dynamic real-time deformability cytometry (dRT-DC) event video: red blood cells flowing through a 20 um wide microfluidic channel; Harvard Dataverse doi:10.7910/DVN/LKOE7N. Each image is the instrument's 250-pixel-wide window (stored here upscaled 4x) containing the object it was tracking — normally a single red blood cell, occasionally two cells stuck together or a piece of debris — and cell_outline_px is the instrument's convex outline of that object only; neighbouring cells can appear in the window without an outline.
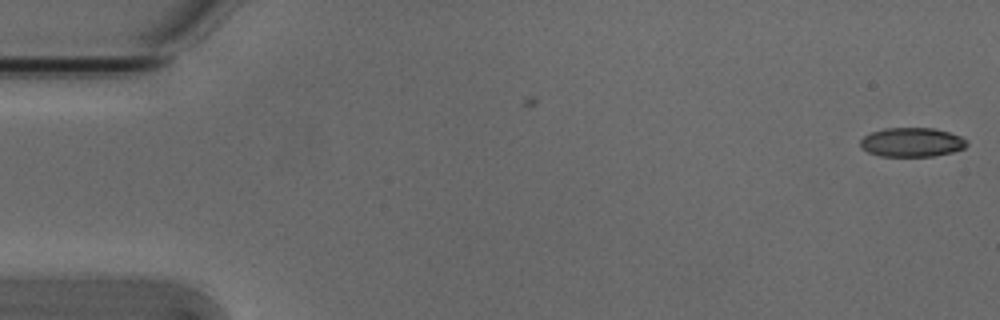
{"species": "Egyptian fruit bat (a non-hibernating species)", "species_latin": "Rousettus aegyptiacus", "temperature_condition": "cold", "stored_images_in_passage": 2, "camera_frame_rate_fps": 3000, "um_per_image_px": 0.085, "animal": {"sex": "male"}, "frame": {"image": 1, "passage_image": 2, "time_ms": 0.333, "image_size_px": [1000, 320], "cell_outline_px": [[968, 144], [964, 148], [952, 152], [932, 156], [880, 156], [868, 152], [860, 148], [860, 140], [864, 136], [872, 132], [884, 128], [932, 128], [948, 132], [960, 136], [968, 140]], "centroid_in_image_um": [77.49, 12.09], "position_along_channel_um": 7.5, "area_um2": 18.09}}